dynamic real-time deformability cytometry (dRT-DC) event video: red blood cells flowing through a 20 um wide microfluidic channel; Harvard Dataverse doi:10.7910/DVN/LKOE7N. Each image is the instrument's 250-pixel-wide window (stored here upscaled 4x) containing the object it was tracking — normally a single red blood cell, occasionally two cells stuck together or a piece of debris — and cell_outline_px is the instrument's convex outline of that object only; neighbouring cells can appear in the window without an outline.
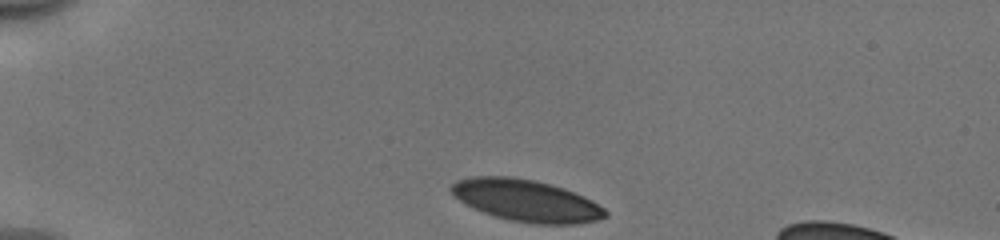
{"species": "human", "species_latin": "Homo sapiens", "temperature_condition": "cold", "stored_images_in_passage": 34, "camera_frame_rate_fps": 3000, "um_per_image_px": 0.085, "donor": {"sex": "male"}, "frame": {"image": 1, "passage_image": 1, "time_ms": 0.0, "image_size_px": [1000, 240], "cell_outline_px": [[608, 216], [596, 220], [580, 224], [532, 224], [512, 220], [496, 216], [484, 212], [460, 200], [448, 188], [456, 180], [472, 176], [508, 176], [536, 180], [564, 188], [584, 196], [592, 200], [604, 208], [608, 212]], "centroid_in_image_um": [44.77, 17.04], "position_along_channel_um": 40.2, "area_um2": 37.45}}
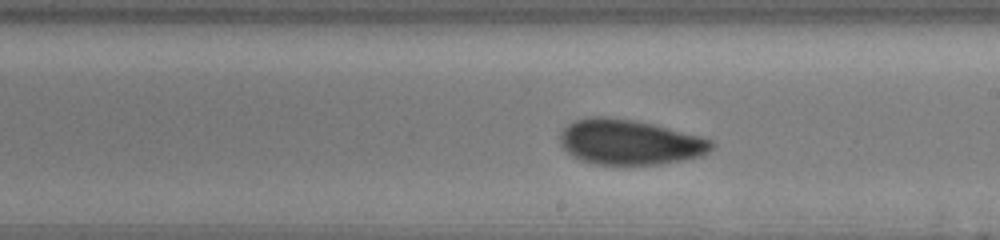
{"frame": {"image": 2, "passage_image": 20, "time_ms": 6.333, "image_size_px": [1000, 240], "cell_outline_px": [[716, 144], [708, 152], [700, 156], [660, 164], [596, 164], [580, 160], [572, 156], [560, 144], [560, 132], [568, 124], [576, 120], [592, 116], [604, 116], [636, 120], [700, 136], [712, 140]], "centroid_in_image_um": [53.5, 12.07], "position_along_channel_um": 235.5, "area_um2": 39.71}}
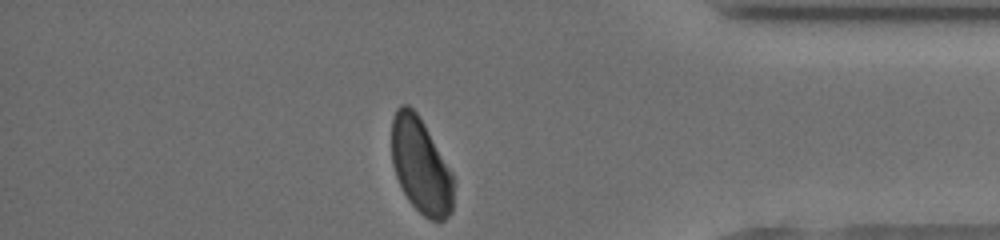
{"frame": {"image": 3, "passage_image": 34, "time_ms": 11.0, "image_size_px": [1000, 240], "cell_outline_px": [[452, 212], [444, 220], [428, 220], [408, 200], [396, 176], [392, 164], [392, 120], [396, 108], [400, 104], [408, 104], [416, 112], [424, 124], [452, 172]], "centroid_in_image_um": [35.75, 14.08], "position_along_channel_um": 399.5, "area_um2": 34.1}, "authors_computed_cell_mechanics": {"area_um2": 39.593, "velocity_mm_per_s": 3.9504, "shape_relaxation_time_tau1_ms": 3.8625, "shape_relaxation_time_tau2_ms": 1.2245, "deformation_change_tau1": 0.1108, "deformation_change_tau2": 0.0479}}